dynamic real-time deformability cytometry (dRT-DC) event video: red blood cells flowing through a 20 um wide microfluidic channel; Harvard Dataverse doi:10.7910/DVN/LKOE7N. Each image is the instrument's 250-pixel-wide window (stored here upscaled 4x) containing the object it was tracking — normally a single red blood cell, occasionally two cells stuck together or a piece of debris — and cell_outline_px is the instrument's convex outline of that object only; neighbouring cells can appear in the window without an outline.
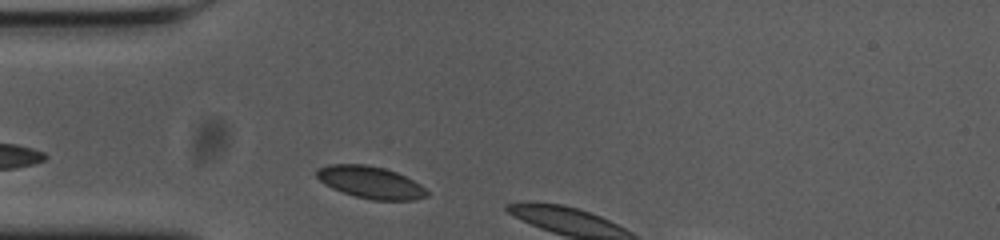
{"species": "common noctule bat (a hibernating species)", "species_latin": "Nyctalus noctula", "temperature_condition": "cold", "stored_images_in_passage": 4, "camera_frame_rate_fps": 3000, "um_per_image_px": 0.085, "animal": {"sex": "female", "body_mass_g": 23.0, "forearm_length_mm": 53.4}, "frame": {"image": 1, "passage_image": 1, "time_ms": 0.0, "image_size_px": [1000, 240], "cell_outline_px": [[428, 196], [416, 200], [372, 200], [356, 196], [332, 188], [324, 184], [316, 176], [316, 172], [320, 168], [328, 164], [364, 164], [384, 168], [396, 172], [420, 184], [428, 192]], "centroid_in_image_um": [31.5, 15.5], "position_along_channel_um": 53.5, "area_um2": 20.46}}